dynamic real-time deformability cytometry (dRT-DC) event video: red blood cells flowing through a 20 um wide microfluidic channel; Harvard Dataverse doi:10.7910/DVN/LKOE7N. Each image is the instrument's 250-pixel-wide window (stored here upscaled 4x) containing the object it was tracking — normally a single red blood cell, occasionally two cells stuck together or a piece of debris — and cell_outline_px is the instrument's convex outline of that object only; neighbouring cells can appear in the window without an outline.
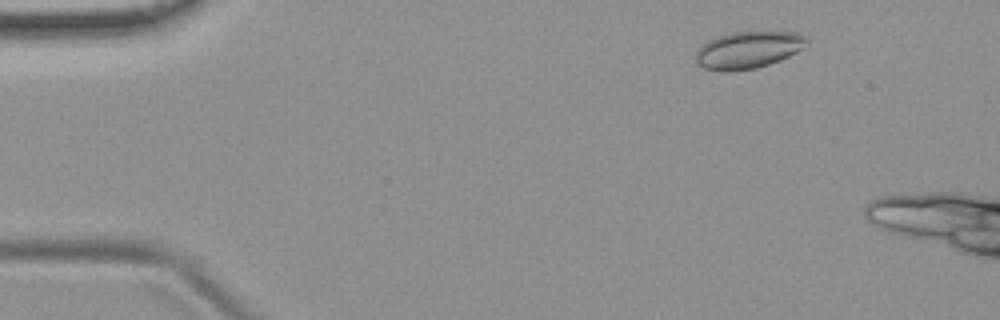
{"species": "common noctule bat (a hibernating species)", "species_latin": "Nyctalus noctula", "temperature_condition": "room temperature", "stored_images_in_passage": 15, "camera_frame_rate_fps": 3000, "um_per_image_px": 0.085, "animal": {"sex": "female", "body_mass_g": 19.9}, "frame": {"image": 1, "passage_image": 5, "time_ms": 1.333, "image_size_px": [1000, 320], "cell_outline_px": [[808, 44], [804, 48], [780, 60], [756, 68], [732, 72], [720, 72], [704, 68], [696, 64], [696, 48], [708, 40], [716, 36], [728, 32], [768, 28], [800, 32], [808, 36]], "centroid_in_image_um": [63.64, 4.18], "position_along_channel_um": 21.4, "area_um2": 25.55}}